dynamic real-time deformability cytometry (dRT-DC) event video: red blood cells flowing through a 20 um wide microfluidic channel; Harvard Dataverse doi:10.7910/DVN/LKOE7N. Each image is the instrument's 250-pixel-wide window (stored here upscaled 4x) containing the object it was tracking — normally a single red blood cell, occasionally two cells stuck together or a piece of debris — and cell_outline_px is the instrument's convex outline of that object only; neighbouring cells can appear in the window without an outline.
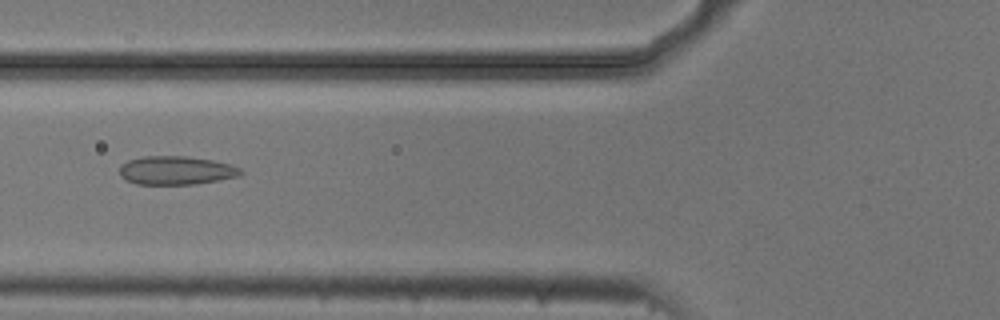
{"species": "common noctule bat (a hibernating species)", "species_latin": "Nyctalus noctula", "temperature_condition": "cold", "stored_images_in_passage": 53, "camera_frame_rate_fps": 3000, "um_per_image_px": 0.085, "animal": {"sex": "male", "body_mass_g": 20.5, "forearm_length_mm": 52.5}, "frame": {"image": 1, "passage_image": 20, "time_ms": 6.333, "image_size_px": [1000, 320], "cell_outline_px": [[244, 172], [240, 176], [220, 180], [196, 184], [136, 184], [120, 176], [120, 164], [128, 160], [144, 156], [184, 156], [212, 160], [232, 164], [240, 168]], "centroid_in_image_um": [15.0, 14.48], "position_along_channel_um": 110.8, "area_um2": 20.29}}
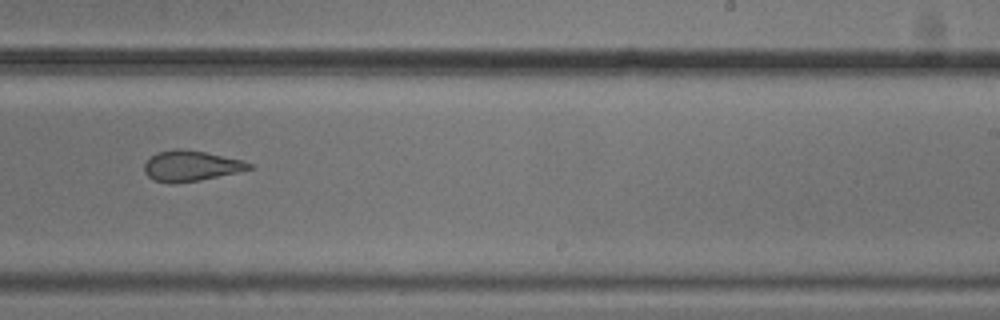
{"frame": {"image": 2, "passage_image": 33, "time_ms": 10.667, "image_size_px": [1000, 320], "cell_outline_px": [[256, 168], [200, 180], [172, 184], [156, 180], [148, 176], [144, 172], [144, 164], [156, 152], [176, 148], [180, 148], [204, 152], [244, 160], [252, 164]], "centroid_in_image_um": [16.25, 14.1], "position_along_channel_um": 272.7, "area_um2": 18.67}}
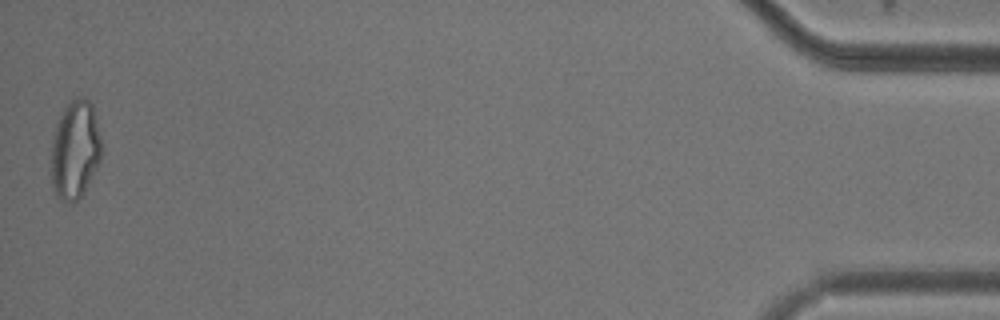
{"frame": {"image": 3, "passage_image": 53, "time_ms": 17.333, "image_size_px": [1000, 320], "cell_outline_px": [[100, 160], [84, 192], [72, 204], [56, 196], [52, 188], [52, 136], [60, 116], [64, 108], [76, 96], [84, 96], [92, 104], [100, 136]], "centroid_in_image_um": [6.37, 12.72], "position_along_channel_um": 428.8, "area_um2": 28.55}, "authors_computed_cell_mechanics": {"area_um2": 22.0796, "velocity_mm_per_s": 3.7313, "shape_relaxation_time_tau1_ms": null, "shape_relaxation_time_tau2_ms": 1.8165, "deformation_change_tau1": null, "deformation_change_tau2": 0.0977}}